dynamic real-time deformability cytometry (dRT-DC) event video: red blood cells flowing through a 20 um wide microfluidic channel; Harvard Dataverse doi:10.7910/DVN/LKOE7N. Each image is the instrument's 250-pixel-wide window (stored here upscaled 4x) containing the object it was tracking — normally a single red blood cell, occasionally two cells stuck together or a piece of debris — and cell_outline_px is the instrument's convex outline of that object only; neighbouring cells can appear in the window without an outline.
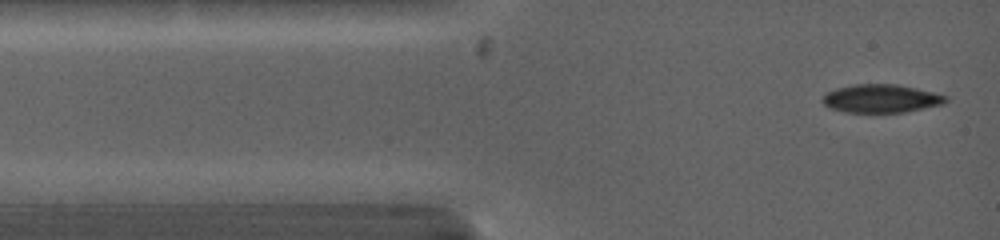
{"species": "common noctule bat (a hibernating species)", "species_latin": "Nyctalus noctula", "temperature_condition": "warm", "stored_images_in_passage": 8, "camera_frame_rate_fps": 5000, "um_per_image_px": 0.085, "animal": {"sex": "female", "body_mass_g": 19.0, "forearm_length_mm": 53.3}, "frame": {"image": 1, "passage_image": 1, "time_ms": 0.0, "image_size_px": [1000, 240], "cell_outline_px": [[948, 100], [944, 104], [904, 112], [844, 112], [832, 108], [824, 104], [824, 96], [828, 92], [836, 88], [852, 84], [896, 84], [916, 88], [948, 96]], "centroid_in_image_um": [74.93, 8.37], "position_along_channel_um": 10.1, "area_um2": 20.11}}